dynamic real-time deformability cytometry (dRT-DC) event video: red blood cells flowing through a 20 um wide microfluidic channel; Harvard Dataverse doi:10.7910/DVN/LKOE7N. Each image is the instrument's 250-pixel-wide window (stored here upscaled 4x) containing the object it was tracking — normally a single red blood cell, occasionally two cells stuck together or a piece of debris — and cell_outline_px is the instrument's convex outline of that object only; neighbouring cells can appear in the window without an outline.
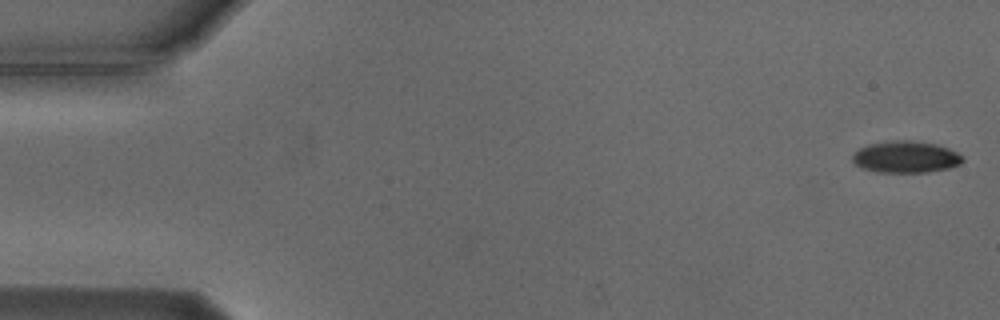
{"species": "Egyptian fruit bat (a non-hibernating species)", "species_latin": "Rousettus aegyptiacus", "temperature_condition": "cold", "stored_images_in_passage": 54, "camera_frame_rate_fps": 3000, "um_per_image_px": 0.085, "animal": {"sex": "male"}, "frame": {"image": 1, "passage_image": 1, "time_ms": 0.0, "image_size_px": [1000, 320], "cell_outline_px": [[964, 160], [960, 164], [948, 168], [928, 172], [876, 172], [860, 168], [852, 160], [852, 156], [860, 148], [868, 144], [892, 140], [912, 140], [936, 144], [948, 148], [964, 156]], "centroid_in_image_um": [76.99, 13.34], "position_along_channel_um": 8.0, "area_um2": 20.46}}
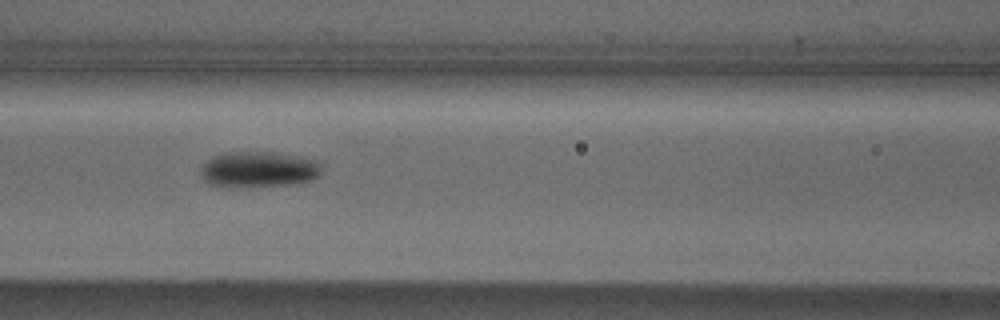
{"frame": {"image": 2, "passage_image": 23, "time_ms": 7.333, "image_size_px": [1000, 320], "cell_outline_px": [[320, 172], [312, 180], [292, 184], [224, 188], [220, 188], [208, 184], [200, 176], [200, 172], [204, 164], [212, 156], [224, 152], [272, 152], [300, 156], [316, 160], [320, 168]], "centroid_in_image_um": [21.9, 14.41], "position_along_channel_um": 144.7, "area_um2": 25.49}}
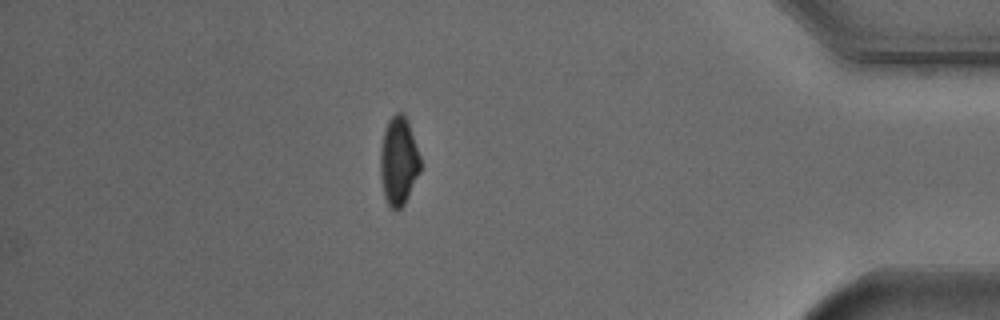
{"frame": {"image": 3, "passage_image": 47, "time_ms": 15.333, "image_size_px": [1000, 320], "cell_outline_px": [[420, 172], [404, 204], [396, 212], [388, 204], [384, 196], [380, 176], [380, 148], [384, 128], [388, 120], [396, 112], [404, 112], [408, 120], [420, 156]], "centroid_in_image_um": [33.87, 13.66], "position_along_channel_um": 401.3, "area_um2": 20.87}, "authors_computed_cell_mechanics": {"area_um2": 22.0507, "velocity_mm_per_s": 3.7553, "shape_relaxation_time_tau1_ms": 3.276, "shape_relaxation_time_tau2_ms": null, "deformation_change_tau1": 0.1044, "deformation_change_tau2": null}}